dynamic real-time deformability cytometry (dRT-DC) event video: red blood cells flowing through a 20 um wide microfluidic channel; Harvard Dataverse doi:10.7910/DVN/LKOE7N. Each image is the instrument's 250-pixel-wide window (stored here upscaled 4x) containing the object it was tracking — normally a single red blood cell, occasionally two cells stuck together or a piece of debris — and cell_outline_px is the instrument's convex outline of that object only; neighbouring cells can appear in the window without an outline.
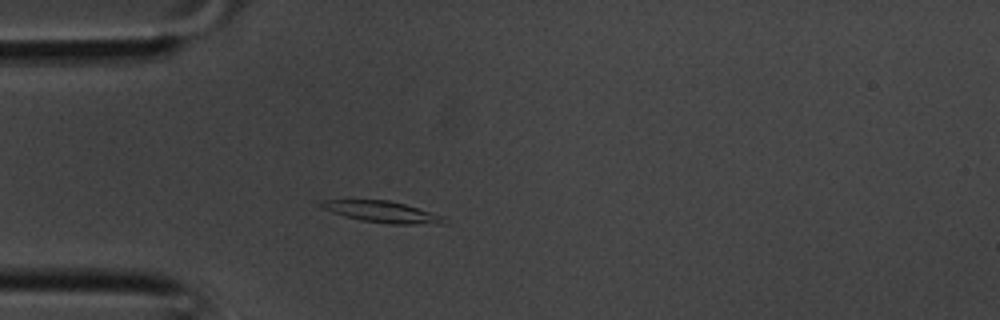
{"species": "common noctule bat (a hibernating species)", "species_latin": "Nyctalus noctula", "temperature_condition": "room temperature", "stored_images_in_passage": 35, "camera_frame_rate_fps": 3000, "um_per_image_px": 0.085, "animal": {"sex": "male", "body_mass_g": 20.1, "forearm_length_mm": 53.5}, "frame": {"image": 1, "passage_image": 8, "time_ms": 2.333, "image_size_px": [1000, 320], "cell_outline_px": [[448, 224], [388, 224], [360, 220], [344, 216], [320, 208], [316, 204], [316, 200], [388, 200], [404, 204], [444, 216]], "centroid_in_image_um": [32.43, 18.01], "position_along_channel_um": 52.6, "area_um2": 15.49}}
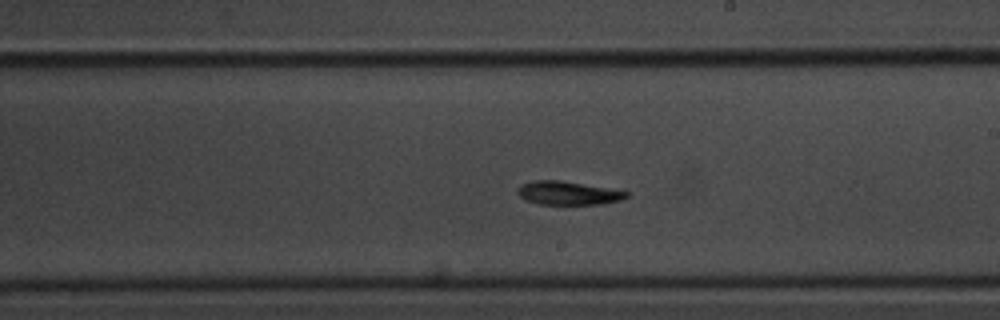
{"frame": {"image": 2, "passage_image": 19, "time_ms": 6.0, "image_size_px": [1000, 320], "cell_outline_px": [[628, 196], [620, 200], [604, 204], [540, 204], [524, 200], [516, 192], [516, 188], [520, 184], [532, 180], [560, 180], [608, 188], [628, 192]], "centroid_in_image_um": [48.22, 16.4], "position_along_channel_um": 240.8, "area_um2": 14.97}}
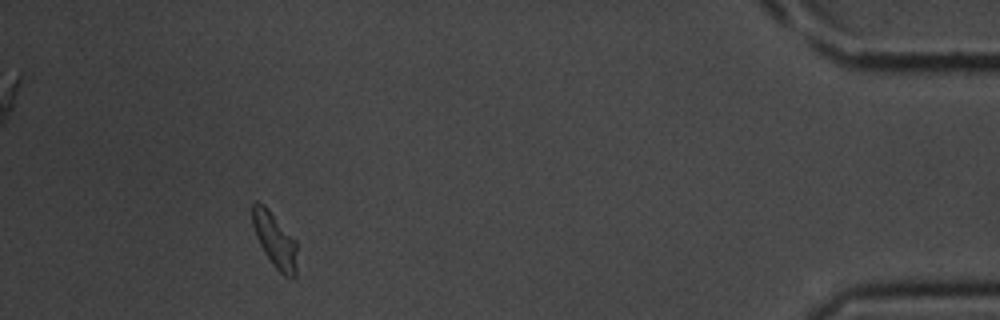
{"frame": {"image": 3, "passage_image": 32, "time_ms": 10.333, "image_size_px": [1000, 320], "cell_outline_px": [[296, 276], [284, 276], [272, 264], [264, 252], [256, 236], [252, 224], [252, 204], [256, 200], [264, 204], [268, 208], [296, 240]], "centroid_in_image_um": [23.34, 20.37], "position_along_channel_um": 411.9, "area_um2": 14.22}}